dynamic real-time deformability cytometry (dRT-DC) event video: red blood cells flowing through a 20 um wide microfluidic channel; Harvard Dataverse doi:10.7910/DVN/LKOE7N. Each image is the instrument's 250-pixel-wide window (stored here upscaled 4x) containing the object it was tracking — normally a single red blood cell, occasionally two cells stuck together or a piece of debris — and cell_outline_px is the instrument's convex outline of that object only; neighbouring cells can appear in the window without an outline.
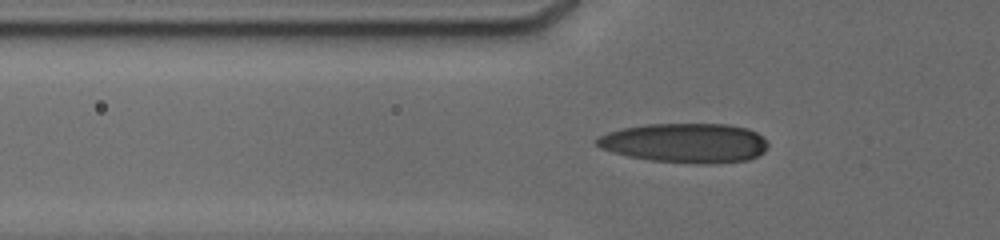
{"species": "human", "species_latin": "Homo sapiens", "temperature_condition": "cold", "stored_images_in_passage": 31, "camera_frame_rate_fps": 3000, "um_per_image_px": 0.085, "donor": {"sex": "male"}, "frame": {"image": 1, "passage_image": 27, "time_ms": 7.0, "image_size_px": [1000, 240], "cell_outline_px": [[768, 148], [764, 152], [748, 160], [708, 164], [652, 160], [628, 156], [612, 152], [600, 148], [596, 144], [596, 140], [600, 136], [608, 132], [624, 128], [648, 124], [728, 124], [748, 128], [756, 132], [768, 140]], "centroid_in_image_um": [58.29, 12.14], "position_along_channel_um": 67.5, "area_um2": 39.36}}
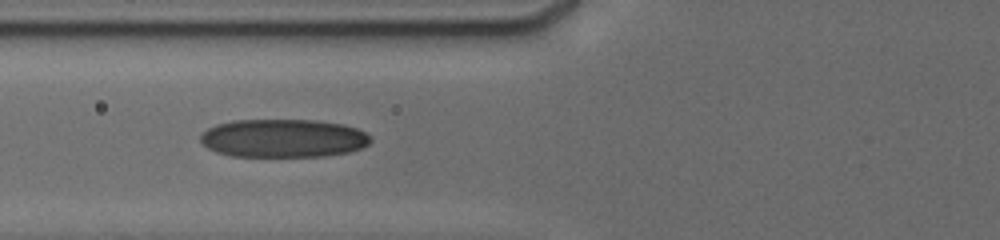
{"frame": {"image": 2, "passage_image": 30, "time_ms": 8.0, "image_size_px": [1000, 240], "cell_outline_px": [[372, 140], [368, 144], [360, 148], [348, 152], [324, 156], [228, 156], [216, 152], [208, 148], [200, 140], [200, 136], [208, 128], [216, 124], [232, 120], [316, 120], [344, 124], [356, 128], [372, 136]], "centroid_in_image_um": [24.08, 11.74], "position_along_channel_um": 101.7, "area_um2": 38.09}}